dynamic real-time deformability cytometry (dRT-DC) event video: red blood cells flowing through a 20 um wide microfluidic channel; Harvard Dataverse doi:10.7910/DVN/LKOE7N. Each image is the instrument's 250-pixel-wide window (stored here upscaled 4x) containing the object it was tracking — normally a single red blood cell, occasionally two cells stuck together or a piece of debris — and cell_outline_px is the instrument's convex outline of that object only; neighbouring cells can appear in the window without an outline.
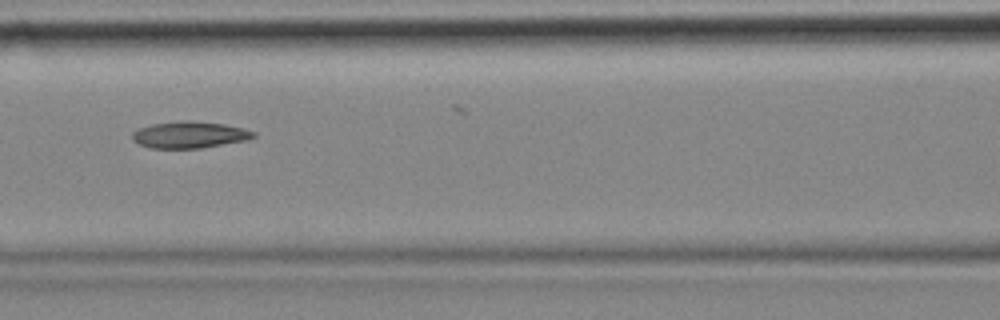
{"species": "common noctule bat (a hibernating species)", "species_latin": "Nyctalus noctula", "temperature_condition": "cold", "stored_images_in_passage": 6, "camera_frame_rate_fps": 3000, "um_per_image_px": 0.085, "animal": {"sex": "female", "body_mass_g": 18.4}, "frame": {"image": 1, "passage_image": 6, "time_ms": 1.667, "image_size_px": [1000, 320], "cell_outline_px": [[256, 136], [248, 140], [200, 148], [148, 148], [132, 140], [132, 132], [140, 128], [152, 124], [180, 120], [188, 120], [224, 124], [244, 128], [256, 132]], "centroid_in_image_um": [16.12, 11.45], "position_along_channel_um": 150.5, "area_um2": 18.9}}